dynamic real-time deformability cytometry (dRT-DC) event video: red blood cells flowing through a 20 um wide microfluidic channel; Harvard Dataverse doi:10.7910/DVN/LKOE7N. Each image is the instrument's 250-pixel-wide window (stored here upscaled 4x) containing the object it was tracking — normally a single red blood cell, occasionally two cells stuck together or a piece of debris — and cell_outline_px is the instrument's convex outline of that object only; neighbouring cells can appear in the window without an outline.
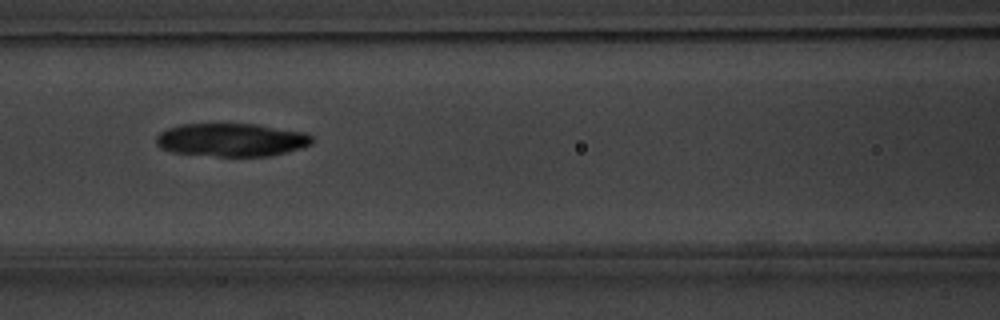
{"species": "common noctule bat (a hibernating species)", "species_latin": "Nyctalus noctula", "temperature_condition": "warm", "stored_images_in_passage": 33, "camera_frame_rate_fps": 3000, "um_per_image_px": 0.085, "animal": {"sex": "male", "body_mass_g": 20.1, "forearm_length_mm": 53.5}, "frame": {"image": 1, "passage_image": 8, "time_ms": 2.333, "image_size_px": [1000, 320], "cell_outline_px": [[312, 144], [304, 148], [268, 156], [216, 156], [172, 152], [160, 148], [156, 144], [156, 136], [160, 132], [168, 128], [180, 124], [256, 124], [308, 132], [312, 136]], "centroid_in_image_um": [19.71, 11.88], "position_along_channel_um": 146.9, "area_um2": 30.4}}